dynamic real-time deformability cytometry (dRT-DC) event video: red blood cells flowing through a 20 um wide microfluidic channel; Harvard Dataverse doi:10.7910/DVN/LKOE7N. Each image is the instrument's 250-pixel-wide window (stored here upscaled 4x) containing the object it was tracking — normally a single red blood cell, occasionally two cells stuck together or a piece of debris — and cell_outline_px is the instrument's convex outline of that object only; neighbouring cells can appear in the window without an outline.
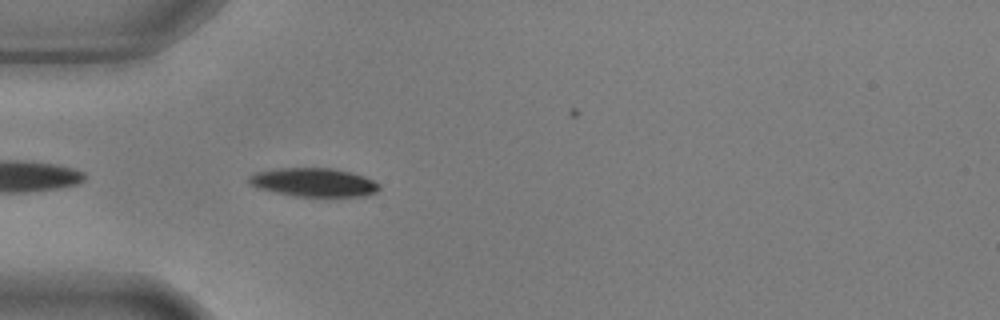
{"species": "common noctule bat (a hibernating species)", "species_latin": "Nyctalus noctula", "temperature_condition": "warm", "stored_images_in_passage": 32, "camera_frame_rate_fps": 3000, "um_per_image_px": 0.085, "animal": {"sex": "male", "body_mass_g": 17.9, "forearm_length_mm": 54.2}, "frame": {"image": 1, "passage_image": 3, "time_ms": 0.667, "image_size_px": [1000, 320], "cell_outline_px": [[380, 188], [376, 192], [364, 196], [296, 196], [256, 188], [248, 184], [248, 176], [256, 172], [276, 168], [332, 168], [352, 172], [364, 176], [380, 184]], "centroid_in_image_um": [26.65, 15.49], "position_along_channel_um": 58.4, "area_um2": 21.79}}
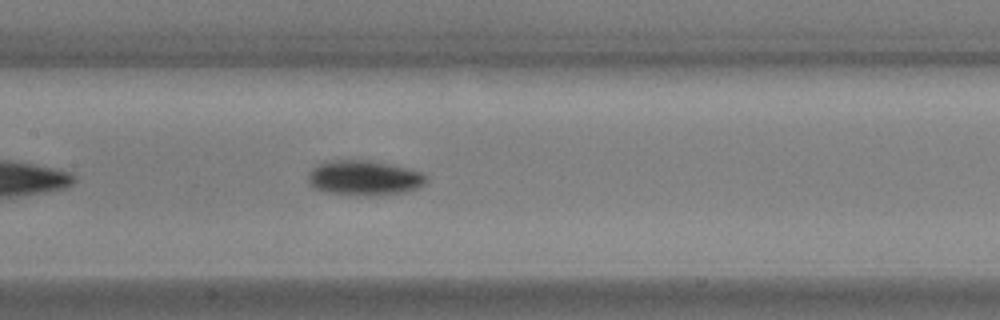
{"frame": {"image": 2, "passage_image": 13, "time_ms": 4.0, "image_size_px": [1000, 320], "cell_outline_px": [[428, 180], [424, 184], [408, 192], [368, 196], [324, 192], [312, 188], [308, 184], [308, 172], [316, 164], [324, 160], [372, 160], [408, 168], [424, 172], [428, 176]], "centroid_in_image_um": [30.94, 15.11], "position_along_channel_um": 176.5, "area_um2": 24.68}}
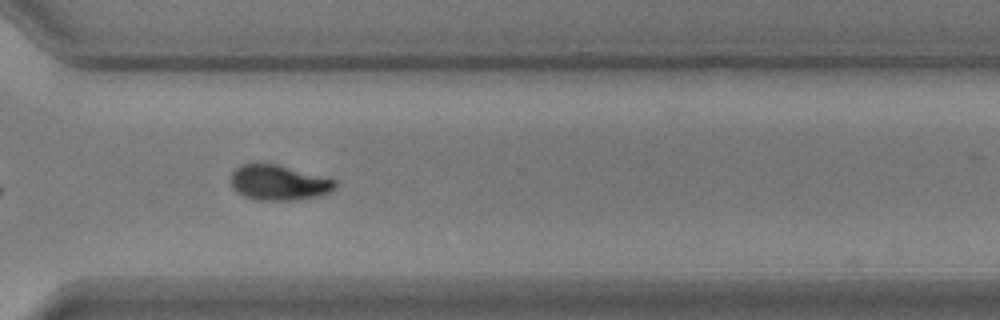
{"frame": {"image": 3, "passage_image": 27, "time_ms": 8.667, "image_size_px": [1000, 320], "cell_outline_px": [[336, 188], [328, 192], [316, 196], [296, 200], [256, 200], [244, 196], [236, 192], [232, 188], [232, 172], [240, 164], [280, 164], [336, 180]], "centroid_in_image_um": [23.68, 15.52], "position_along_channel_um": 346.9, "area_um2": 21.39}}